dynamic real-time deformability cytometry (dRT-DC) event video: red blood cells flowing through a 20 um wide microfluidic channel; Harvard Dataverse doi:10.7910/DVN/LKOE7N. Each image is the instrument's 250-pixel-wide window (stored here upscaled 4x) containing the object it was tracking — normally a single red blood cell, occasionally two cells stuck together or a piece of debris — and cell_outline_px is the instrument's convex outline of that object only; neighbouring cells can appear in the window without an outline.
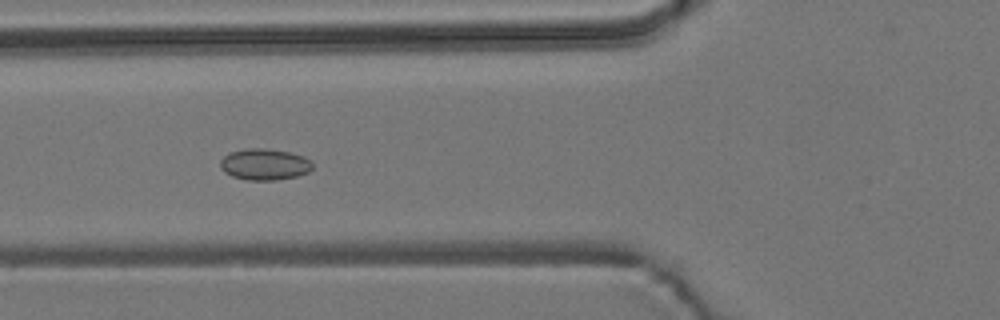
{"species": "common noctule bat (a hibernating species)", "species_latin": "Nyctalus noctula", "temperature_condition": "room temperature", "stored_images_in_passage": 38, "camera_frame_rate_fps": 3000, "um_per_image_px": 0.085, "animal": {"sex": "male", "body_mass_g": 19.2, "forearm_length_mm": 51.8}, "frame": {"image": 1, "passage_image": 21, "time_ms": 6.667, "image_size_px": [1000, 320], "cell_outline_px": [[312, 168], [308, 172], [296, 176], [276, 180], [248, 180], [232, 176], [224, 172], [220, 168], [220, 160], [228, 152], [244, 148], [268, 148], [288, 152], [304, 156], [312, 160]], "centroid_in_image_um": [22.47, 13.96], "position_along_channel_um": 103.3, "area_um2": 17.05}}
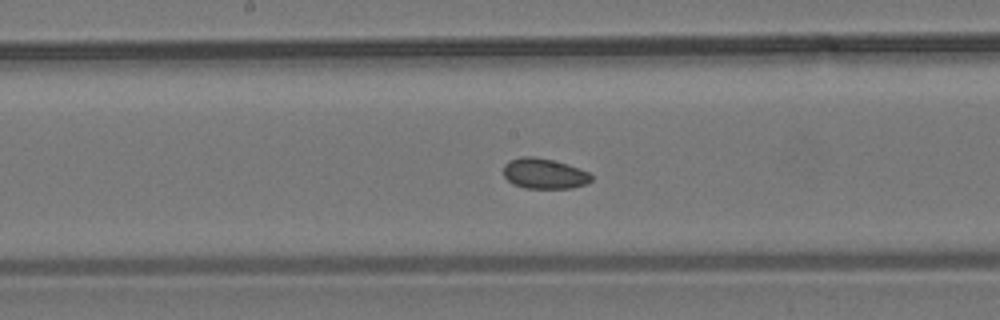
{"frame": {"image": 2, "passage_image": 29, "time_ms": 9.333, "image_size_px": [1000, 320], "cell_outline_px": [[592, 180], [584, 184], [572, 188], [524, 188], [512, 184], [504, 176], [504, 164], [508, 160], [520, 156], [532, 156], [552, 160], [568, 164], [588, 172], [592, 176]], "centroid_in_image_um": [46.22, 14.75], "position_along_channel_um": 202.0, "area_um2": 15.61}}
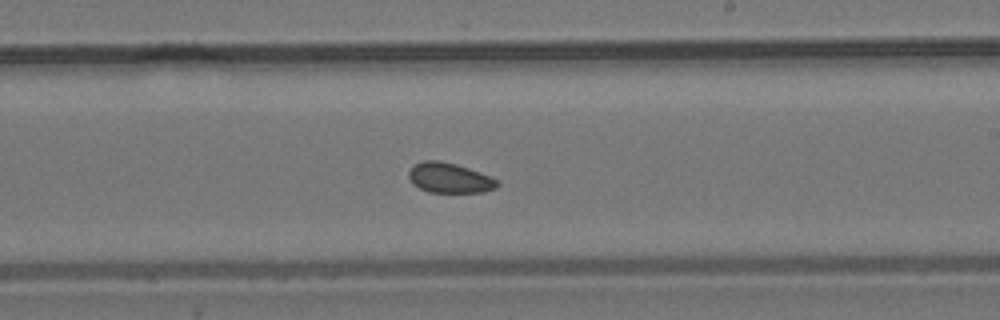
{"frame": {"image": 3, "passage_image": 33, "time_ms": 10.667, "image_size_px": [1000, 320], "cell_outline_px": [[500, 184], [496, 188], [484, 192], [428, 192], [412, 184], [408, 176], [408, 172], [412, 164], [424, 160], [440, 160], [456, 164], [480, 172], [496, 180]], "centroid_in_image_um": [38.16, 15.11], "position_along_channel_um": 250.8, "area_um2": 15.61}}